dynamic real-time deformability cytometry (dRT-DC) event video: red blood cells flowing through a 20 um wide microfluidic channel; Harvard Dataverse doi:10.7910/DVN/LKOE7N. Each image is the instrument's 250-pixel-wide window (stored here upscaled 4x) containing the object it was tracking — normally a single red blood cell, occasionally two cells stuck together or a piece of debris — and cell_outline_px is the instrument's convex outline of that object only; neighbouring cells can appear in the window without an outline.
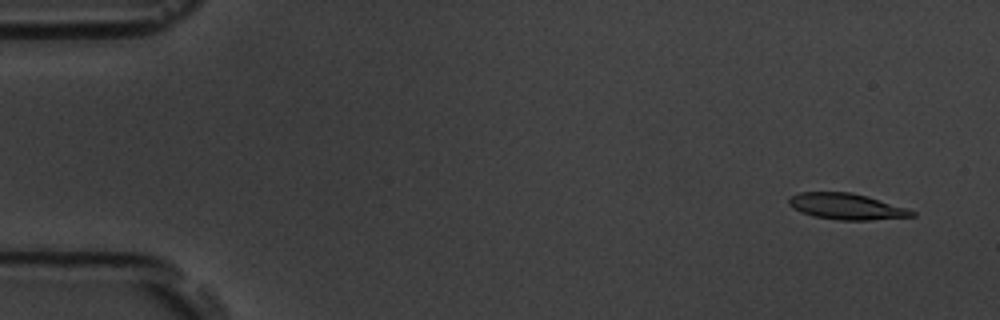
{"species": "common noctule bat (a hibernating species)", "species_latin": "Nyctalus noctula", "temperature_condition": "room temperature", "stored_images_in_passage": 55, "camera_frame_rate_fps": 3000, "um_per_image_px": 0.085, "animal": {"sex": "male", "body_mass_g": 19.5, "forearm_length_mm": 54.6}, "frame": {"image": 1, "passage_image": 3, "time_ms": 0.667, "image_size_px": [1000, 320], "cell_outline_px": [[916, 216], [868, 220], [840, 220], [812, 216], [800, 212], [792, 208], [788, 204], [788, 200], [792, 196], [800, 192], [852, 192], [868, 196], [908, 208], [916, 212]], "centroid_in_image_um": [71.96, 17.55], "position_along_channel_um": 13.0, "area_um2": 18.84}}
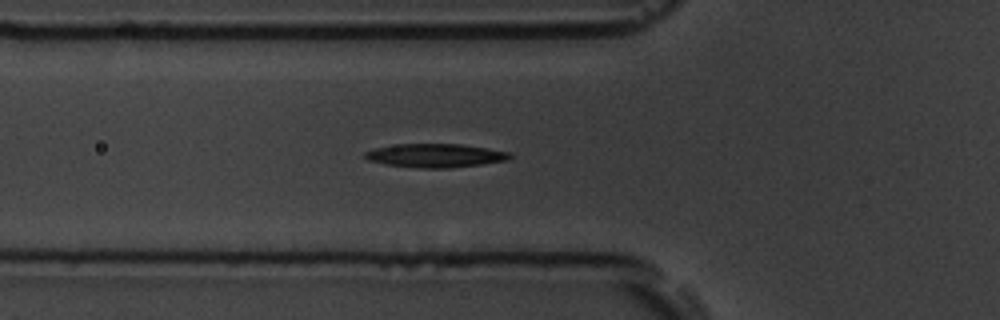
{"frame": {"image": 2, "passage_image": 19, "time_ms": 6.0, "image_size_px": [1000, 320], "cell_outline_px": [[512, 156], [508, 160], [480, 164], [448, 168], [420, 168], [384, 164], [368, 160], [364, 156], [364, 152], [372, 148], [400, 144], [460, 144], [488, 148], [508, 152]], "centroid_in_image_um": [36.97, 13.22], "position_along_channel_um": 88.8, "area_um2": 19.88}}
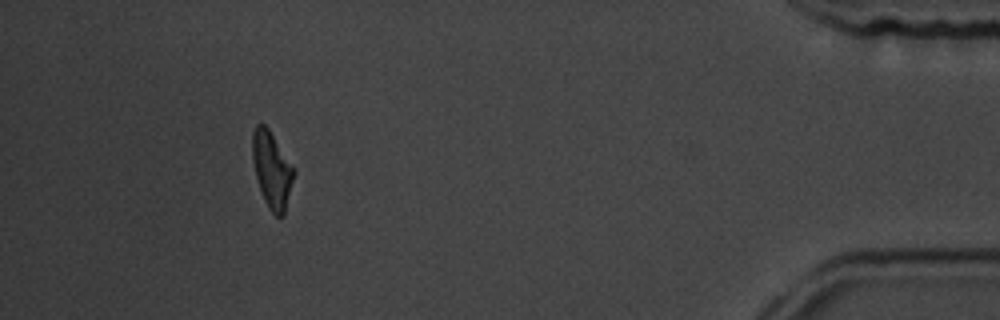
{"frame": {"image": 3, "passage_image": 50, "time_ms": 16.333, "image_size_px": [1000, 320], "cell_outline_px": [[296, 172], [284, 216], [276, 216], [268, 208], [264, 200], [256, 176], [252, 160], [252, 132], [256, 124], [264, 124], [268, 128], [296, 168]], "centroid_in_image_um": [23.14, 14.43], "position_along_channel_um": 412.1, "area_um2": 18.73}, "authors_computed_cell_mechanics": {"area_um2": 19.363, "velocity_mm_per_s": 3.7197, "shape_relaxation_time_tau1_ms": 4.6774, "shape_relaxation_time_tau2_ms": 8.4256, "deformation_change_tau1": 0.1642, "deformation_change_tau2": 0.2205}}